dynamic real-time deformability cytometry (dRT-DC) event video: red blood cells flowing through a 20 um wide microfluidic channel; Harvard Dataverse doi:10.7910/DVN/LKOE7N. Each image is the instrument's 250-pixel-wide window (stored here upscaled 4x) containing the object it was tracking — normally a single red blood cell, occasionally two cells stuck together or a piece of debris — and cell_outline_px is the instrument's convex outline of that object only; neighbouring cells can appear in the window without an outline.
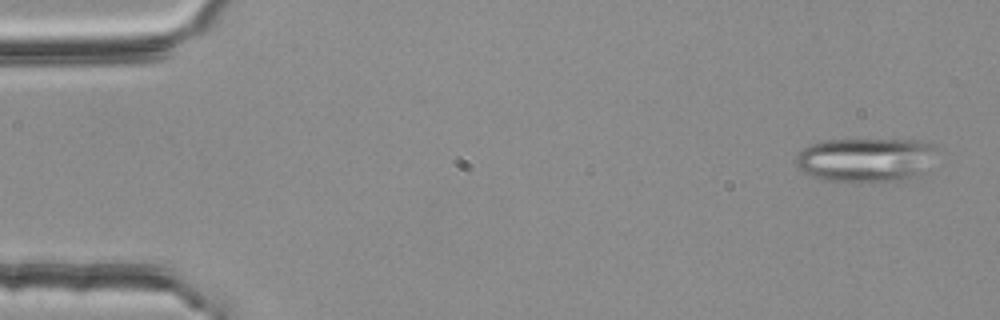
{"species": "common noctule bat (a hibernating species)", "species_latin": "Nyctalus noctula", "temperature_condition": "room temperature", "stored_images_in_passage": 54, "segment_of_instrument_passage": [1, 2], "camera_frame_rate_fps": 3000, "um_per_image_px": 0.085, "animal": {"sex": "female", "body_mass_g": 25.1}, "frame": {"image": 1, "passage_image": 3, "time_ms": 0.667, "image_size_px": [1000, 320], "cell_outline_px": [[936, 148], [916, 176], [908, 180], [824, 180], [812, 176], [804, 172], [796, 164], [796, 152], [800, 148], [808, 144], [824, 140], [920, 140], [932, 144]], "centroid_in_image_um": [73.46, 13.54], "position_along_channel_um": 11.5, "area_um2": 35.32}}